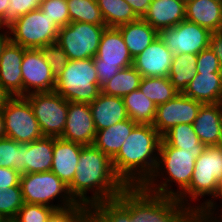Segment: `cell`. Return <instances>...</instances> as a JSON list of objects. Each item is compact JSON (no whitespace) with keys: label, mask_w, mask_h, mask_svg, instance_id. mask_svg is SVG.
<instances>
[{"label":"cell","mask_w":222,"mask_h":222,"mask_svg":"<svg viewBox=\"0 0 222 222\" xmlns=\"http://www.w3.org/2000/svg\"><path fill=\"white\" fill-rule=\"evenodd\" d=\"M68 189L77 203L88 206L99 218L136 212L135 195L115 174L112 160L94 145L82 147Z\"/></svg>","instance_id":"obj_1"},{"label":"cell","mask_w":222,"mask_h":222,"mask_svg":"<svg viewBox=\"0 0 222 222\" xmlns=\"http://www.w3.org/2000/svg\"><path fill=\"white\" fill-rule=\"evenodd\" d=\"M203 151L171 147L162 139L156 169L135 194L136 212L162 214L189 187L195 160Z\"/></svg>","instance_id":"obj_2"},{"label":"cell","mask_w":222,"mask_h":222,"mask_svg":"<svg viewBox=\"0 0 222 222\" xmlns=\"http://www.w3.org/2000/svg\"><path fill=\"white\" fill-rule=\"evenodd\" d=\"M161 140L153 125L137 124L112 159L115 174L134 195L156 169Z\"/></svg>","instance_id":"obj_3"},{"label":"cell","mask_w":222,"mask_h":222,"mask_svg":"<svg viewBox=\"0 0 222 222\" xmlns=\"http://www.w3.org/2000/svg\"><path fill=\"white\" fill-rule=\"evenodd\" d=\"M221 176L222 145L206 146L195 160L189 187L161 215L191 219L215 195Z\"/></svg>","instance_id":"obj_4"},{"label":"cell","mask_w":222,"mask_h":222,"mask_svg":"<svg viewBox=\"0 0 222 222\" xmlns=\"http://www.w3.org/2000/svg\"><path fill=\"white\" fill-rule=\"evenodd\" d=\"M54 91L68 102L90 104L101 93L93 58L69 60Z\"/></svg>","instance_id":"obj_5"},{"label":"cell","mask_w":222,"mask_h":222,"mask_svg":"<svg viewBox=\"0 0 222 222\" xmlns=\"http://www.w3.org/2000/svg\"><path fill=\"white\" fill-rule=\"evenodd\" d=\"M20 186L24 203H32L62 210L78 203L71 196L68 185L52 171L21 174Z\"/></svg>","instance_id":"obj_6"},{"label":"cell","mask_w":222,"mask_h":222,"mask_svg":"<svg viewBox=\"0 0 222 222\" xmlns=\"http://www.w3.org/2000/svg\"><path fill=\"white\" fill-rule=\"evenodd\" d=\"M10 41L26 49H39L57 42L60 27L40 9L20 16L8 25Z\"/></svg>","instance_id":"obj_7"},{"label":"cell","mask_w":222,"mask_h":222,"mask_svg":"<svg viewBox=\"0 0 222 222\" xmlns=\"http://www.w3.org/2000/svg\"><path fill=\"white\" fill-rule=\"evenodd\" d=\"M106 27V25L70 22L59 29L56 43L64 50L69 60L94 58Z\"/></svg>","instance_id":"obj_8"},{"label":"cell","mask_w":222,"mask_h":222,"mask_svg":"<svg viewBox=\"0 0 222 222\" xmlns=\"http://www.w3.org/2000/svg\"><path fill=\"white\" fill-rule=\"evenodd\" d=\"M2 114L5 137L22 144L44 137L31 104L25 97H11L2 110Z\"/></svg>","instance_id":"obj_9"},{"label":"cell","mask_w":222,"mask_h":222,"mask_svg":"<svg viewBox=\"0 0 222 222\" xmlns=\"http://www.w3.org/2000/svg\"><path fill=\"white\" fill-rule=\"evenodd\" d=\"M31 104L43 136L61 137L66 125L68 101L52 92L24 96Z\"/></svg>","instance_id":"obj_10"},{"label":"cell","mask_w":222,"mask_h":222,"mask_svg":"<svg viewBox=\"0 0 222 222\" xmlns=\"http://www.w3.org/2000/svg\"><path fill=\"white\" fill-rule=\"evenodd\" d=\"M212 32L188 20L176 26L162 29L159 37L174 54H199L209 47Z\"/></svg>","instance_id":"obj_11"},{"label":"cell","mask_w":222,"mask_h":222,"mask_svg":"<svg viewBox=\"0 0 222 222\" xmlns=\"http://www.w3.org/2000/svg\"><path fill=\"white\" fill-rule=\"evenodd\" d=\"M23 97L32 93L52 92L56 79L40 49H26L22 59Z\"/></svg>","instance_id":"obj_12"},{"label":"cell","mask_w":222,"mask_h":222,"mask_svg":"<svg viewBox=\"0 0 222 222\" xmlns=\"http://www.w3.org/2000/svg\"><path fill=\"white\" fill-rule=\"evenodd\" d=\"M202 103L178 93L172 100L158 105L153 126L163 136L178 124H192Z\"/></svg>","instance_id":"obj_13"},{"label":"cell","mask_w":222,"mask_h":222,"mask_svg":"<svg viewBox=\"0 0 222 222\" xmlns=\"http://www.w3.org/2000/svg\"><path fill=\"white\" fill-rule=\"evenodd\" d=\"M96 132L90 105L68 102L66 125L61 138L84 146L93 145Z\"/></svg>","instance_id":"obj_14"},{"label":"cell","mask_w":222,"mask_h":222,"mask_svg":"<svg viewBox=\"0 0 222 222\" xmlns=\"http://www.w3.org/2000/svg\"><path fill=\"white\" fill-rule=\"evenodd\" d=\"M174 53L158 36L142 53L133 59V67L142 77H168Z\"/></svg>","instance_id":"obj_15"},{"label":"cell","mask_w":222,"mask_h":222,"mask_svg":"<svg viewBox=\"0 0 222 222\" xmlns=\"http://www.w3.org/2000/svg\"><path fill=\"white\" fill-rule=\"evenodd\" d=\"M93 62L94 65L118 66L121 69L133 65V58L118 28H105Z\"/></svg>","instance_id":"obj_16"},{"label":"cell","mask_w":222,"mask_h":222,"mask_svg":"<svg viewBox=\"0 0 222 222\" xmlns=\"http://www.w3.org/2000/svg\"><path fill=\"white\" fill-rule=\"evenodd\" d=\"M26 48L11 41L0 56V85L11 96H23L22 59Z\"/></svg>","instance_id":"obj_17"},{"label":"cell","mask_w":222,"mask_h":222,"mask_svg":"<svg viewBox=\"0 0 222 222\" xmlns=\"http://www.w3.org/2000/svg\"><path fill=\"white\" fill-rule=\"evenodd\" d=\"M83 146L80 143L68 141L61 137H53L51 171L68 186L74 179Z\"/></svg>","instance_id":"obj_18"},{"label":"cell","mask_w":222,"mask_h":222,"mask_svg":"<svg viewBox=\"0 0 222 222\" xmlns=\"http://www.w3.org/2000/svg\"><path fill=\"white\" fill-rule=\"evenodd\" d=\"M192 126L205 146L222 145V103L202 104Z\"/></svg>","instance_id":"obj_19"},{"label":"cell","mask_w":222,"mask_h":222,"mask_svg":"<svg viewBox=\"0 0 222 222\" xmlns=\"http://www.w3.org/2000/svg\"><path fill=\"white\" fill-rule=\"evenodd\" d=\"M186 0H152L142 18L158 33L185 20Z\"/></svg>","instance_id":"obj_20"},{"label":"cell","mask_w":222,"mask_h":222,"mask_svg":"<svg viewBox=\"0 0 222 222\" xmlns=\"http://www.w3.org/2000/svg\"><path fill=\"white\" fill-rule=\"evenodd\" d=\"M89 105L96 131L129 119L121 97L108 96L101 92Z\"/></svg>","instance_id":"obj_21"},{"label":"cell","mask_w":222,"mask_h":222,"mask_svg":"<svg viewBox=\"0 0 222 222\" xmlns=\"http://www.w3.org/2000/svg\"><path fill=\"white\" fill-rule=\"evenodd\" d=\"M182 93L202 104L222 103V73L197 72Z\"/></svg>","instance_id":"obj_22"},{"label":"cell","mask_w":222,"mask_h":222,"mask_svg":"<svg viewBox=\"0 0 222 222\" xmlns=\"http://www.w3.org/2000/svg\"><path fill=\"white\" fill-rule=\"evenodd\" d=\"M185 19L212 33L222 30V0H186Z\"/></svg>","instance_id":"obj_23"},{"label":"cell","mask_w":222,"mask_h":222,"mask_svg":"<svg viewBox=\"0 0 222 222\" xmlns=\"http://www.w3.org/2000/svg\"><path fill=\"white\" fill-rule=\"evenodd\" d=\"M117 28L120 30L133 59L159 36V33L142 18Z\"/></svg>","instance_id":"obj_24"},{"label":"cell","mask_w":222,"mask_h":222,"mask_svg":"<svg viewBox=\"0 0 222 222\" xmlns=\"http://www.w3.org/2000/svg\"><path fill=\"white\" fill-rule=\"evenodd\" d=\"M136 125L137 123L129 118L98 130L93 145L112 160Z\"/></svg>","instance_id":"obj_25"},{"label":"cell","mask_w":222,"mask_h":222,"mask_svg":"<svg viewBox=\"0 0 222 222\" xmlns=\"http://www.w3.org/2000/svg\"><path fill=\"white\" fill-rule=\"evenodd\" d=\"M53 160V137L25 144V174L51 171Z\"/></svg>","instance_id":"obj_26"},{"label":"cell","mask_w":222,"mask_h":222,"mask_svg":"<svg viewBox=\"0 0 222 222\" xmlns=\"http://www.w3.org/2000/svg\"><path fill=\"white\" fill-rule=\"evenodd\" d=\"M129 118L137 124L152 125L155 119L157 105L139 89L123 97Z\"/></svg>","instance_id":"obj_27"},{"label":"cell","mask_w":222,"mask_h":222,"mask_svg":"<svg viewBox=\"0 0 222 222\" xmlns=\"http://www.w3.org/2000/svg\"><path fill=\"white\" fill-rule=\"evenodd\" d=\"M197 54H174L168 75L171 84L182 93L197 74Z\"/></svg>","instance_id":"obj_28"},{"label":"cell","mask_w":222,"mask_h":222,"mask_svg":"<svg viewBox=\"0 0 222 222\" xmlns=\"http://www.w3.org/2000/svg\"><path fill=\"white\" fill-rule=\"evenodd\" d=\"M141 74L133 67L121 69L101 87V92L108 96L123 98L126 94L139 89Z\"/></svg>","instance_id":"obj_29"},{"label":"cell","mask_w":222,"mask_h":222,"mask_svg":"<svg viewBox=\"0 0 222 222\" xmlns=\"http://www.w3.org/2000/svg\"><path fill=\"white\" fill-rule=\"evenodd\" d=\"M107 27H118L139 18L125 0H96Z\"/></svg>","instance_id":"obj_30"},{"label":"cell","mask_w":222,"mask_h":222,"mask_svg":"<svg viewBox=\"0 0 222 222\" xmlns=\"http://www.w3.org/2000/svg\"><path fill=\"white\" fill-rule=\"evenodd\" d=\"M139 90L157 106L172 100L179 93L168 77H142Z\"/></svg>","instance_id":"obj_31"},{"label":"cell","mask_w":222,"mask_h":222,"mask_svg":"<svg viewBox=\"0 0 222 222\" xmlns=\"http://www.w3.org/2000/svg\"><path fill=\"white\" fill-rule=\"evenodd\" d=\"M162 139L171 147L187 151L204 150L206 147L201 143L192 124H178L168 130Z\"/></svg>","instance_id":"obj_32"},{"label":"cell","mask_w":222,"mask_h":222,"mask_svg":"<svg viewBox=\"0 0 222 222\" xmlns=\"http://www.w3.org/2000/svg\"><path fill=\"white\" fill-rule=\"evenodd\" d=\"M70 22L106 25L96 0H67Z\"/></svg>","instance_id":"obj_33"},{"label":"cell","mask_w":222,"mask_h":222,"mask_svg":"<svg viewBox=\"0 0 222 222\" xmlns=\"http://www.w3.org/2000/svg\"><path fill=\"white\" fill-rule=\"evenodd\" d=\"M0 167L25 174V144L8 137L0 138Z\"/></svg>","instance_id":"obj_34"},{"label":"cell","mask_w":222,"mask_h":222,"mask_svg":"<svg viewBox=\"0 0 222 222\" xmlns=\"http://www.w3.org/2000/svg\"><path fill=\"white\" fill-rule=\"evenodd\" d=\"M23 204L20 185L0 188V219L16 218Z\"/></svg>","instance_id":"obj_35"},{"label":"cell","mask_w":222,"mask_h":222,"mask_svg":"<svg viewBox=\"0 0 222 222\" xmlns=\"http://www.w3.org/2000/svg\"><path fill=\"white\" fill-rule=\"evenodd\" d=\"M99 217L88 207L78 203L73 207L56 210L47 222H98Z\"/></svg>","instance_id":"obj_36"},{"label":"cell","mask_w":222,"mask_h":222,"mask_svg":"<svg viewBox=\"0 0 222 222\" xmlns=\"http://www.w3.org/2000/svg\"><path fill=\"white\" fill-rule=\"evenodd\" d=\"M39 49L50 66L54 78L58 79L68 64L67 54L57 43L42 46Z\"/></svg>","instance_id":"obj_37"},{"label":"cell","mask_w":222,"mask_h":222,"mask_svg":"<svg viewBox=\"0 0 222 222\" xmlns=\"http://www.w3.org/2000/svg\"><path fill=\"white\" fill-rule=\"evenodd\" d=\"M39 9L60 28L70 23L67 0H42Z\"/></svg>","instance_id":"obj_38"},{"label":"cell","mask_w":222,"mask_h":222,"mask_svg":"<svg viewBox=\"0 0 222 222\" xmlns=\"http://www.w3.org/2000/svg\"><path fill=\"white\" fill-rule=\"evenodd\" d=\"M56 209L44 205L24 203L16 219L19 222H47Z\"/></svg>","instance_id":"obj_39"},{"label":"cell","mask_w":222,"mask_h":222,"mask_svg":"<svg viewBox=\"0 0 222 222\" xmlns=\"http://www.w3.org/2000/svg\"><path fill=\"white\" fill-rule=\"evenodd\" d=\"M190 219L167 217L161 214L133 213L125 216L101 217L98 222H190Z\"/></svg>","instance_id":"obj_40"},{"label":"cell","mask_w":222,"mask_h":222,"mask_svg":"<svg viewBox=\"0 0 222 222\" xmlns=\"http://www.w3.org/2000/svg\"><path fill=\"white\" fill-rule=\"evenodd\" d=\"M221 209H222V176L218 180V185L215 195L190 220L192 222H207L216 212H218Z\"/></svg>","instance_id":"obj_41"},{"label":"cell","mask_w":222,"mask_h":222,"mask_svg":"<svg viewBox=\"0 0 222 222\" xmlns=\"http://www.w3.org/2000/svg\"><path fill=\"white\" fill-rule=\"evenodd\" d=\"M42 0H9V7L6 12V25L27 14L30 11L40 8Z\"/></svg>","instance_id":"obj_42"},{"label":"cell","mask_w":222,"mask_h":222,"mask_svg":"<svg viewBox=\"0 0 222 222\" xmlns=\"http://www.w3.org/2000/svg\"><path fill=\"white\" fill-rule=\"evenodd\" d=\"M196 72L222 73V66L219 59L211 48L208 47L198 54Z\"/></svg>","instance_id":"obj_43"},{"label":"cell","mask_w":222,"mask_h":222,"mask_svg":"<svg viewBox=\"0 0 222 222\" xmlns=\"http://www.w3.org/2000/svg\"><path fill=\"white\" fill-rule=\"evenodd\" d=\"M21 174L14 169L0 167V188L20 185Z\"/></svg>","instance_id":"obj_44"},{"label":"cell","mask_w":222,"mask_h":222,"mask_svg":"<svg viewBox=\"0 0 222 222\" xmlns=\"http://www.w3.org/2000/svg\"><path fill=\"white\" fill-rule=\"evenodd\" d=\"M99 86L102 87L112 77H114L121 68L118 66L95 65Z\"/></svg>","instance_id":"obj_45"},{"label":"cell","mask_w":222,"mask_h":222,"mask_svg":"<svg viewBox=\"0 0 222 222\" xmlns=\"http://www.w3.org/2000/svg\"><path fill=\"white\" fill-rule=\"evenodd\" d=\"M134 11L135 15L140 19L146 14L152 0H125Z\"/></svg>","instance_id":"obj_46"},{"label":"cell","mask_w":222,"mask_h":222,"mask_svg":"<svg viewBox=\"0 0 222 222\" xmlns=\"http://www.w3.org/2000/svg\"><path fill=\"white\" fill-rule=\"evenodd\" d=\"M209 48L215 53L222 66V30L212 33Z\"/></svg>","instance_id":"obj_47"},{"label":"cell","mask_w":222,"mask_h":222,"mask_svg":"<svg viewBox=\"0 0 222 222\" xmlns=\"http://www.w3.org/2000/svg\"><path fill=\"white\" fill-rule=\"evenodd\" d=\"M9 41L10 33L8 26L0 23V56L2 54L3 48L7 45Z\"/></svg>","instance_id":"obj_48"},{"label":"cell","mask_w":222,"mask_h":222,"mask_svg":"<svg viewBox=\"0 0 222 222\" xmlns=\"http://www.w3.org/2000/svg\"><path fill=\"white\" fill-rule=\"evenodd\" d=\"M9 7V0H0V23L6 25V12Z\"/></svg>","instance_id":"obj_49"},{"label":"cell","mask_w":222,"mask_h":222,"mask_svg":"<svg viewBox=\"0 0 222 222\" xmlns=\"http://www.w3.org/2000/svg\"><path fill=\"white\" fill-rule=\"evenodd\" d=\"M11 96L0 85V111H2Z\"/></svg>","instance_id":"obj_50"},{"label":"cell","mask_w":222,"mask_h":222,"mask_svg":"<svg viewBox=\"0 0 222 222\" xmlns=\"http://www.w3.org/2000/svg\"><path fill=\"white\" fill-rule=\"evenodd\" d=\"M5 137L4 117L2 111H0V138Z\"/></svg>","instance_id":"obj_51"},{"label":"cell","mask_w":222,"mask_h":222,"mask_svg":"<svg viewBox=\"0 0 222 222\" xmlns=\"http://www.w3.org/2000/svg\"><path fill=\"white\" fill-rule=\"evenodd\" d=\"M207 222H222V213H215Z\"/></svg>","instance_id":"obj_52"},{"label":"cell","mask_w":222,"mask_h":222,"mask_svg":"<svg viewBox=\"0 0 222 222\" xmlns=\"http://www.w3.org/2000/svg\"><path fill=\"white\" fill-rule=\"evenodd\" d=\"M0 222H19L16 218L0 219Z\"/></svg>","instance_id":"obj_53"}]
</instances>
